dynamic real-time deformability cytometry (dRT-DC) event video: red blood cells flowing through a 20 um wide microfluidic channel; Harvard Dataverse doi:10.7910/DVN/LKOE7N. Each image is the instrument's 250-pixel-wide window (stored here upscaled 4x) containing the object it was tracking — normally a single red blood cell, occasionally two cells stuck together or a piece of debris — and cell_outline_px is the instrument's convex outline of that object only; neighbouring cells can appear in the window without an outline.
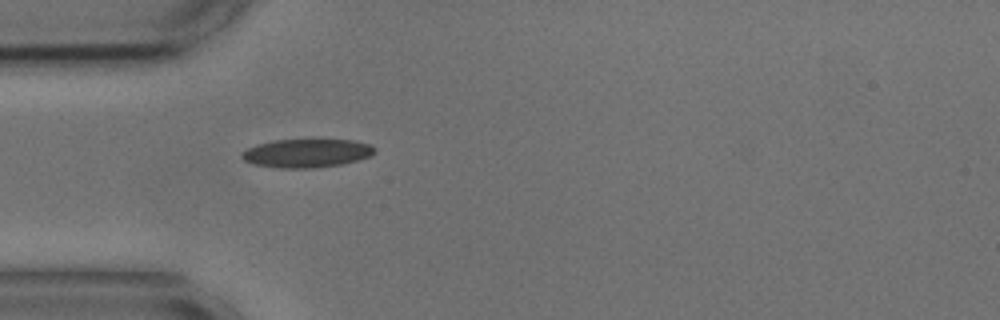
{"species": "common noctule bat (a hibernating species)", "species_latin": "Nyctalus noctula", "temperature_condition": "cold", "stored_images_in_passage": 40, "camera_frame_rate_fps": 3000, "um_per_image_px": 0.085, "animal": {"sex": "male", "body_mass_g": 17.9, "forearm_length_mm": 54.2}, "frame": {"image": 1, "passage_image": 1, "time_ms": 0.0, "image_size_px": [1000, 320], "cell_outline_px": [[376, 152], [372, 156], [344, 164], [312, 168], [280, 168], [252, 164], [244, 160], [240, 156], [240, 152], [256, 144], [272, 140], [352, 140], [372, 144], [376, 148]], "centroid_in_image_um": [26.09, 13.02], "position_along_channel_um": 58.9, "area_um2": 22.37}}
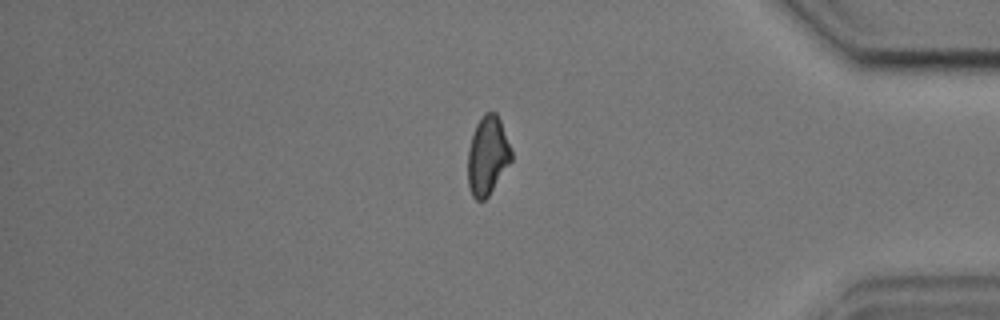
{"frame": {"image": 2, "passage_image": 31, "time_ms": 10.0, "image_size_px": [1000, 320], "cell_outline_px": [[512, 160], [488, 196], [484, 200], [476, 200], [472, 196], [468, 188], [468, 148], [476, 124], [484, 112], [496, 112], [500, 120], [512, 152]], "centroid_in_image_um": [41.43, 13.23], "position_along_channel_um": 393.8, "area_um2": 19.88}}
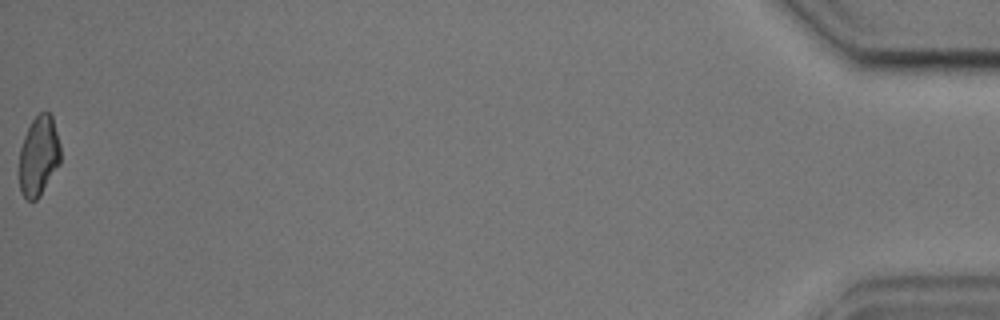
{"frame": {"image": 3, "passage_image": 40, "time_ms": 13.0, "image_size_px": [1000, 320], "cell_outline_px": [[60, 164], [40, 196], [36, 200], [28, 200], [20, 192], [16, 172], [20, 148], [24, 136], [32, 120], [40, 112], [48, 112], [52, 116], [60, 144]], "centroid_in_image_um": [3.25, 13.3], "position_along_channel_um": 432.0, "area_um2": 19.77}, "authors_computed_cell_mechanics": {"area_um2": 20.7502, "velocity_mm_per_s": 3.6576, "shape_relaxation_time_tau1_ms": 4.3023, "shape_relaxation_time_tau2_ms": 2.4732, "deformation_change_tau1": 0.1212, "deformation_change_tau2": 0.0761}}